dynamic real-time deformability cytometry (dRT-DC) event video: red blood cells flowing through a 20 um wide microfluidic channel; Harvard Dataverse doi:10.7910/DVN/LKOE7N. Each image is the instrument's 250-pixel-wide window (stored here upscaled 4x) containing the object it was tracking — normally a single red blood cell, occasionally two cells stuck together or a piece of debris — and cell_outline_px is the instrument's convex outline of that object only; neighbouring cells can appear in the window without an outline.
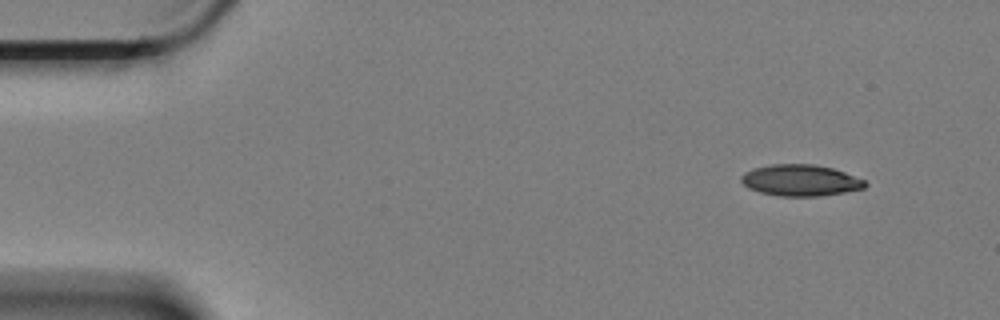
{"species": "Egyptian fruit bat (a non-hibernating species)", "species_latin": "Rousettus aegyptiacus", "temperature_condition": "cold", "stored_images_in_passage": 4, "camera_frame_rate_fps": 3000, "um_per_image_px": 0.085, "animal": {"sex": "female"}, "frame": {"image": 1, "passage_image": 1, "time_ms": 0.0, "image_size_px": [1000, 320], "cell_outline_px": [[868, 184], [864, 188], [844, 192], [820, 196], [780, 196], [760, 192], [748, 188], [740, 180], [740, 176], [744, 172], [756, 168], [772, 164], [812, 164], [832, 168], [844, 172], [864, 180]], "centroid_in_image_um": [68.03, 15.33], "position_along_channel_um": 17.0, "area_um2": 22.48}}